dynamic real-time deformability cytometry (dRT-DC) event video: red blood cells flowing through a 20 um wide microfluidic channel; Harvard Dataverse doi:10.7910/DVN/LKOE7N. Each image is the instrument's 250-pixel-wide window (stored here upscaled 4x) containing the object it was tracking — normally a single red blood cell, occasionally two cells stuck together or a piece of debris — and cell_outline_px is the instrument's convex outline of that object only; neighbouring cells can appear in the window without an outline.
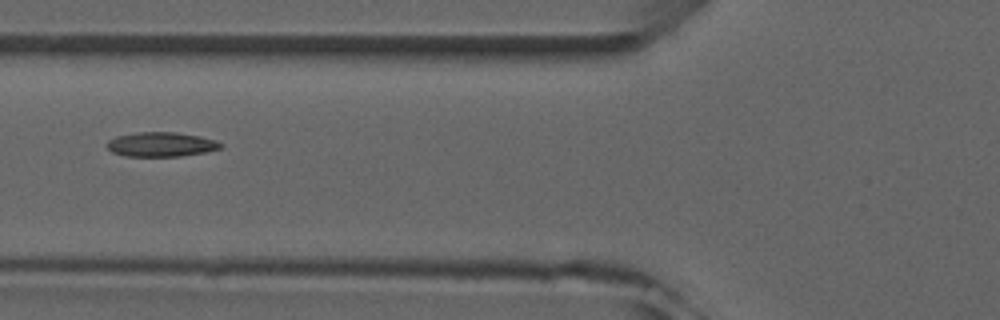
{"species": "common noctule bat (a hibernating species)", "species_latin": "Nyctalus noctula", "temperature_condition": "room temperature", "stored_images_in_passage": 6, "camera_frame_rate_fps": 3000, "um_per_image_px": 0.085, "animal": {"sex": "male", "forearm_length_mm": 52.5}, "frame": {"image": 1, "passage_image": 5, "time_ms": 5.333, "image_size_px": [1000, 320], "cell_outline_px": [[224, 144], [220, 148], [204, 152], [180, 156], [124, 156], [112, 152], [104, 144], [108, 140], [116, 136], [136, 132], [176, 132], [200, 136], [216, 140]], "centroid_in_image_um": [13.66, 12.26], "position_along_channel_um": 112.1, "area_um2": 16.3}}
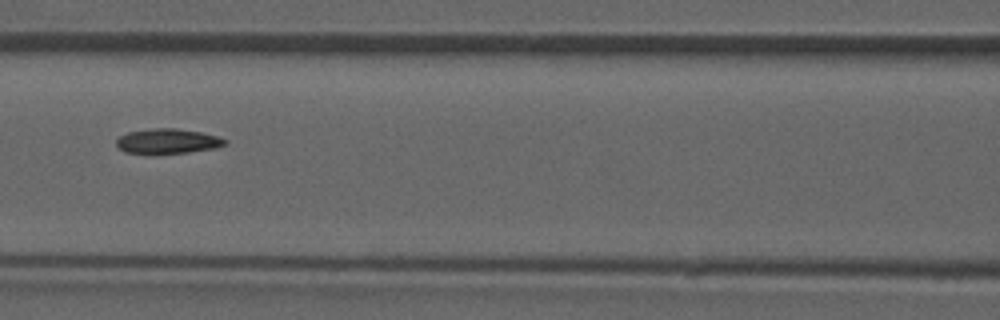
{"frame": {"image": 2, "passage_image": 6, "time_ms": 6.333, "image_size_px": [1000, 320], "cell_outline_px": [[228, 144], [216, 148], [188, 152], [124, 152], [116, 144], [116, 140], [120, 136], [128, 132], [152, 128], [176, 128], [200, 132], [220, 136], [228, 140]], "centroid_in_image_um": [14.32, 11.97], "position_along_channel_um": 152.3, "area_um2": 15.49}}